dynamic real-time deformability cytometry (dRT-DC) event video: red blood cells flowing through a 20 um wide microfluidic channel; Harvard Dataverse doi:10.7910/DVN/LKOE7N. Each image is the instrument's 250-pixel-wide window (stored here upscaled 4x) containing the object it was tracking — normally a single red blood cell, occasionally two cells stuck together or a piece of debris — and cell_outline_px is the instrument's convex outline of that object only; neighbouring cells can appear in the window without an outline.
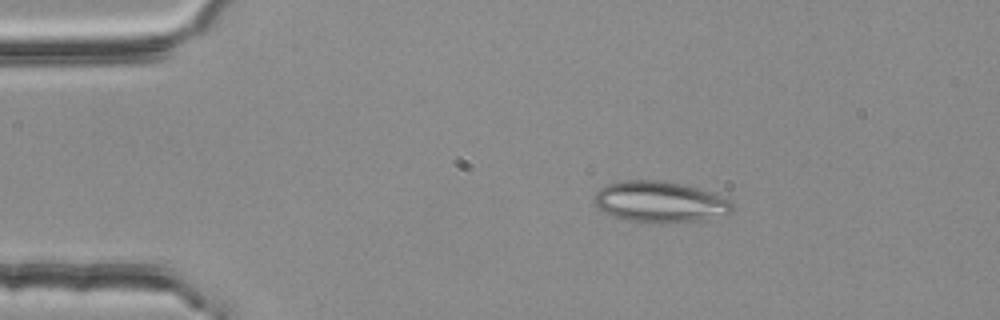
{"species": "common noctule bat (a hibernating species)", "species_latin": "Nyctalus noctula", "temperature_condition": "room temperature", "stored_images_in_passage": 3, "camera_frame_rate_fps": 3000, "um_per_image_px": 0.085, "animal": {"sex": "female", "body_mass_g": 25.1}, "frame": {"image": 1, "passage_image": 2, "time_ms": 0.333, "image_size_px": [1000, 320], "cell_outline_px": [[736, 208], [728, 216], [696, 220], [632, 220], [612, 216], [596, 208], [596, 192], [600, 188], [608, 184], [624, 180], [664, 180], [696, 188], [732, 200]], "centroid_in_image_um": [56.14, 17.12], "position_along_channel_um": 28.9, "area_um2": 32.19}}